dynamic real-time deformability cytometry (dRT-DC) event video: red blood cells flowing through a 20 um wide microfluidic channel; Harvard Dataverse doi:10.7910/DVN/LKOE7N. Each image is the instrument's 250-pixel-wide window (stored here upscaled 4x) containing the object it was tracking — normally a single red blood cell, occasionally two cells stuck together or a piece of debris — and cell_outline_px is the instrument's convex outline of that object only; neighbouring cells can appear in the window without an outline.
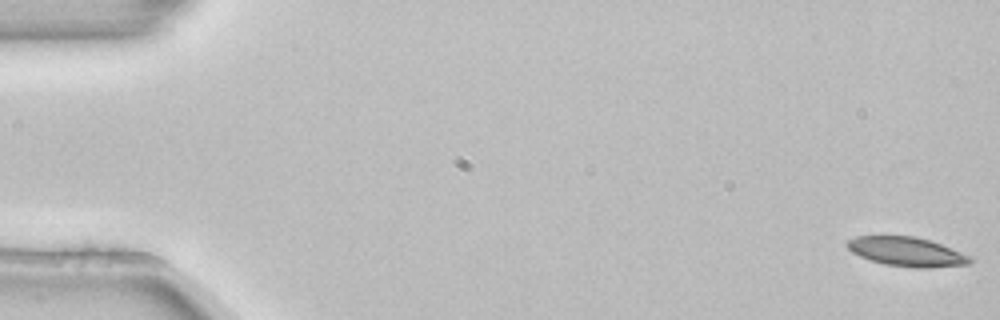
{"species": "common noctule bat (a hibernating species)", "species_latin": "Nyctalus noctula", "temperature_condition": "room temperature", "stored_images_in_passage": 4, "camera_frame_rate_fps": 3000, "um_per_image_px": 0.085, "animal": {"sex": "female", "body_mass_g": 22.7, "forearm_length_mm": 54.2}, "frame": {"image": 1, "passage_image": 1, "time_ms": 0.0, "image_size_px": [1000, 320], "cell_outline_px": [[972, 260], [968, 264], [932, 268], [916, 268], [884, 264], [860, 256], [852, 252], [844, 244], [848, 240], [856, 236], [916, 236], [940, 244], [972, 256]], "centroid_in_image_um": [77.07, 21.4], "position_along_channel_um": 7.9, "area_um2": 20.87}}
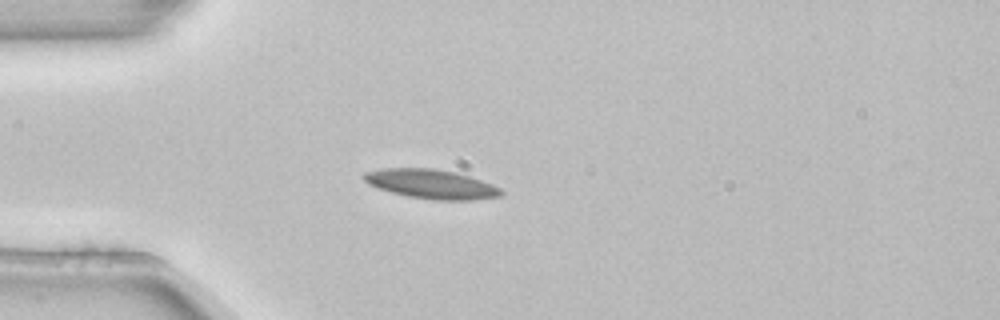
{"frame": {"image": 2, "passage_image": 4, "time_ms": 1.0, "image_size_px": [1000, 320], "cell_outline_px": [[504, 192], [500, 196], [472, 200], [436, 200], [408, 196], [376, 188], [368, 184], [360, 176], [364, 172], [384, 168], [432, 168], [456, 172], [492, 184], [500, 188]], "centroid_in_image_um": [36.61, 15.64], "position_along_channel_um": 48.4, "area_um2": 23.41}}